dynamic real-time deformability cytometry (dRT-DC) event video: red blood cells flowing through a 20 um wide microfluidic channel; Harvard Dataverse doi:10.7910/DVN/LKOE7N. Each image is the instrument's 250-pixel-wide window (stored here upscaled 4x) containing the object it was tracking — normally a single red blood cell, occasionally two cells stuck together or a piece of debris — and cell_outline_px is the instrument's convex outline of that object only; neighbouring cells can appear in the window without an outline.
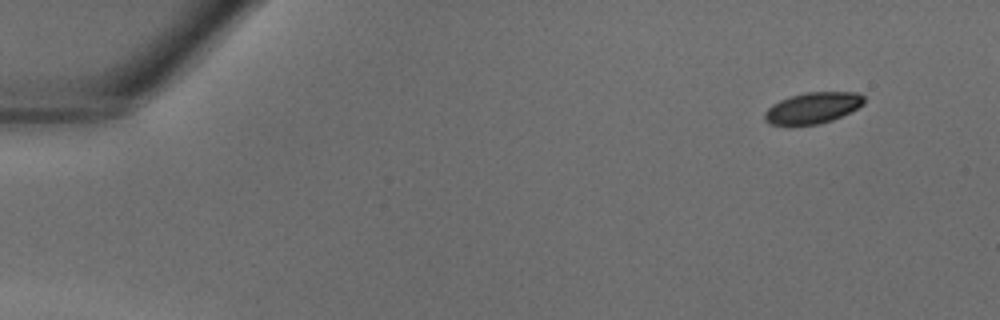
{"species": "common noctule bat (a hibernating species)", "species_latin": "Nyctalus noctula", "temperature_condition": "warm", "stored_images_in_passage": 38, "camera_frame_rate_fps": 3000, "um_per_image_px": 0.085, "animal": {"sex": "male", "body_mass_g": 18.8}, "frame": {"image": 1, "passage_image": 1, "time_ms": 0.0, "image_size_px": [1000, 320], "cell_outline_px": [[864, 104], [832, 120], [816, 124], [772, 124], [764, 120], [764, 112], [772, 104], [780, 100], [804, 92], [856, 92], [864, 96]], "centroid_in_image_um": [69.07, 9.15], "position_along_channel_um": 15.9, "area_um2": 17.69}}
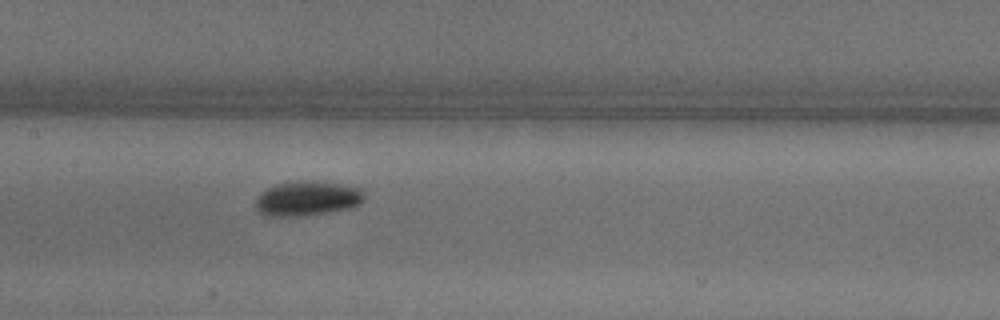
{"frame": {"image": 2, "passage_image": 18, "time_ms": 5.667, "image_size_px": [1000, 320], "cell_outline_px": [[364, 200], [360, 204], [348, 208], [328, 212], [300, 216], [264, 216], [256, 208], [256, 200], [268, 188], [276, 184], [304, 180], [312, 180], [340, 184], [364, 188]], "centroid_in_image_um": [26.17, 16.86], "position_along_channel_um": 181.2, "area_um2": 21.91}}
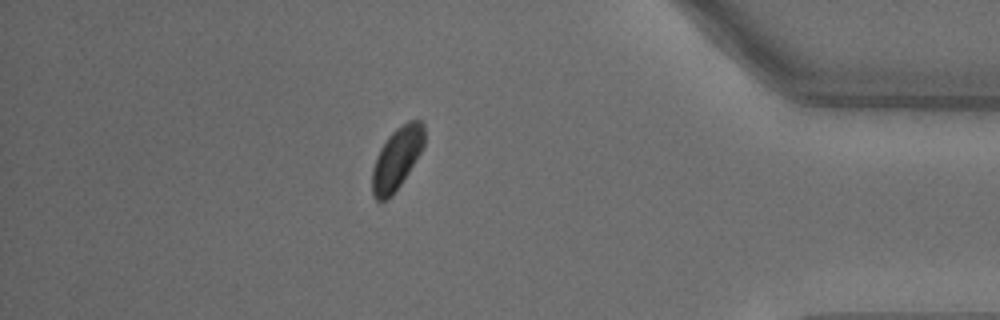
{"frame": {"image": 3, "passage_image": 33, "time_ms": 10.667, "image_size_px": [1000, 320], "cell_outline_px": [[424, 144], [420, 152], [408, 172], [392, 196], [384, 200], [376, 200], [372, 196], [372, 168], [376, 156], [380, 148], [388, 136], [396, 128], [408, 120], [420, 120], [424, 124]], "centroid_in_image_um": [33.71, 13.46], "position_along_channel_um": 401.5, "area_um2": 18.73}}